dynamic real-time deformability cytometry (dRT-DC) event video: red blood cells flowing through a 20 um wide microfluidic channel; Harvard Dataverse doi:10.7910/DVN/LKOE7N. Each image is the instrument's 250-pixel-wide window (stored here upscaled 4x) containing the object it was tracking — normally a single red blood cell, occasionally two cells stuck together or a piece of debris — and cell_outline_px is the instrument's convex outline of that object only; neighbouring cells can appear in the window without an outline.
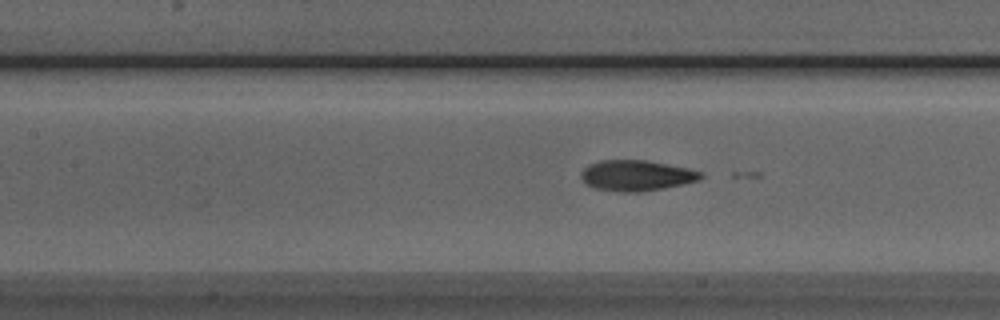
{"species": "Egyptian fruit bat (a non-hibernating species)", "species_latin": "Rousettus aegyptiacus", "temperature_condition": "room temperature", "stored_images_in_passage": 10, "segment_of_instrument_passage": [2, 2], "camera_frame_rate_fps": 3000, "um_per_image_px": 0.085, "animal": {"sex": "male"}, "frame": {"image": 1, "passage_image": 10, "time_ms": 3.0, "image_size_px": [1000, 320], "cell_outline_px": [[704, 176], [700, 180], [684, 184], [664, 188], [640, 192], [620, 192], [596, 188], [588, 184], [580, 176], [580, 172], [588, 164], [600, 160], [644, 160], [688, 168], [704, 172]], "centroid_in_image_um": [54.13, 14.92], "position_along_channel_um": 153.3, "area_um2": 21.44}}